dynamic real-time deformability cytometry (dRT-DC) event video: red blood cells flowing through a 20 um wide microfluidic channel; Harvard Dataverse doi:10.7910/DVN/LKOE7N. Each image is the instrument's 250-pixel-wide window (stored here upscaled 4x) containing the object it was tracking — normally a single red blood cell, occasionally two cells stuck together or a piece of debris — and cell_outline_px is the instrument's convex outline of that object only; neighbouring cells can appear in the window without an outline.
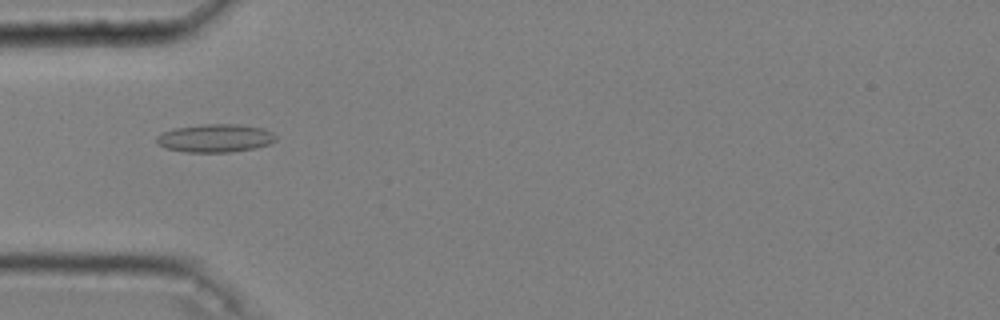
{"species": "common noctule bat (a hibernating species)", "species_latin": "Nyctalus noctula", "temperature_condition": "cold", "stored_images_in_passage": 34, "camera_frame_rate_fps": 3000, "um_per_image_px": 0.085, "animal": {"sex": "male", "body_mass_g": 20.4}, "frame": {"image": 1, "passage_image": 2, "time_ms": 0.333, "image_size_px": [1000, 320], "cell_outline_px": [[276, 140], [268, 144], [252, 148], [232, 152], [188, 152], [164, 148], [156, 140], [156, 136], [172, 128], [200, 124], [236, 124], [264, 128], [272, 132], [276, 136]], "centroid_in_image_um": [18.28, 11.73], "position_along_channel_um": 66.7, "area_um2": 19.54}}
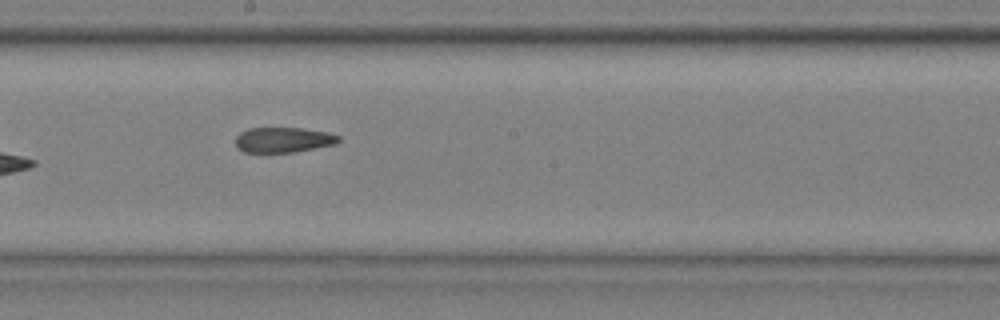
{"frame": {"image": 2, "passage_image": 15, "time_ms": 4.667, "image_size_px": [1000, 320], "cell_outline_px": [[340, 140], [336, 144], [292, 152], [244, 152], [236, 148], [236, 136], [240, 132], [248, 128], [300, 128], [328, 132], [340, 136]], "centroid_in_image_um": [24.07, 11.88], "position_along_channel_um": 224.1, "area_um2": 15.14}}
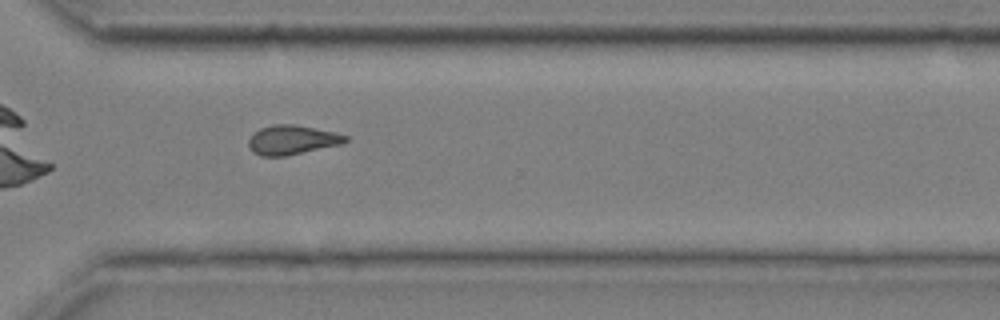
{"frame": {"image": 3, "passage_image": 25, "time_ms": 8.0, "image_size_px": [1000, 320], "cell_outline_px": [[348, 140], [340, 144], [284, 156], [260, 156], [252, 152], [248, 148], [248, 140], [260, 128], [272, 124], [292, 124], [336, 132], [348, 136]], "centroid_in_image_um": [24.79, 11.89], "position_along_channel_um": 345.8, "area_um2": 16.42}, "authors_computed_cell_mechanics": {"area_um2": 16.4441, "velocity_mm_per_s": 3.6408, "shape_relaxation_time_tau1_ms": null, "shape_relaxation_time_tau2_ms": 4.0708, "deformation_change_tau1": null, "deformation_change_tau2": 0.1119}}